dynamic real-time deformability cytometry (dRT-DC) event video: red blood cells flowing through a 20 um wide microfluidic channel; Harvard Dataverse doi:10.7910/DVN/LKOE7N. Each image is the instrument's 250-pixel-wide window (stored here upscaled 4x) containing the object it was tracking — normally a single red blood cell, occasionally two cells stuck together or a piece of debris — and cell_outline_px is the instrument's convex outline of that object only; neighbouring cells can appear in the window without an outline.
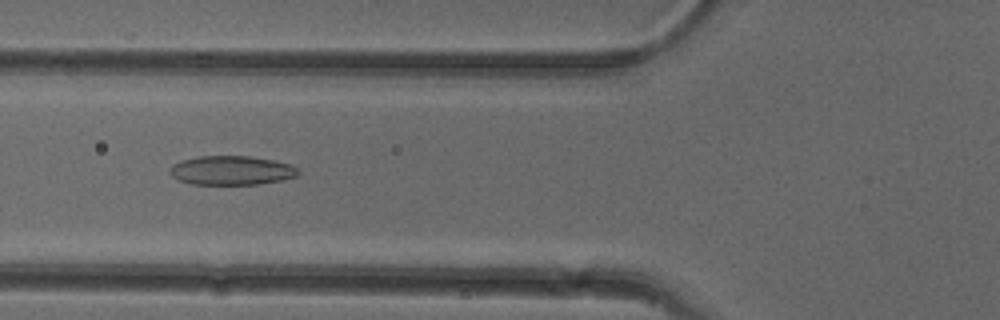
{"species": "common noctule bat (a hibernating species)", "species_latin": "Nyctalus noctula", "temperature_condition": "cold", "stored_images_in_passage": 46, "camera_frame_rate_fps": 3000, "um_per_image_px": 0.085, "animal": {"sex": "female"}, "frame": {"image": 1, "passage_image": 14, "time_ms": 4.333, "image_size_px": [1000, 320], "cell_outline_px": [[300, 172], [296, 176], [280, 180], [260, 184], [192, 184], [180, 180], [172, 176], [168, 172], [172, 164], [196, 156], [248, 156], [272, 160], [292, 164]], "centroid_in_image_um": [19.67, 14.48], "position_along_channel_um": 106.1, "area_um2": 21.68}}
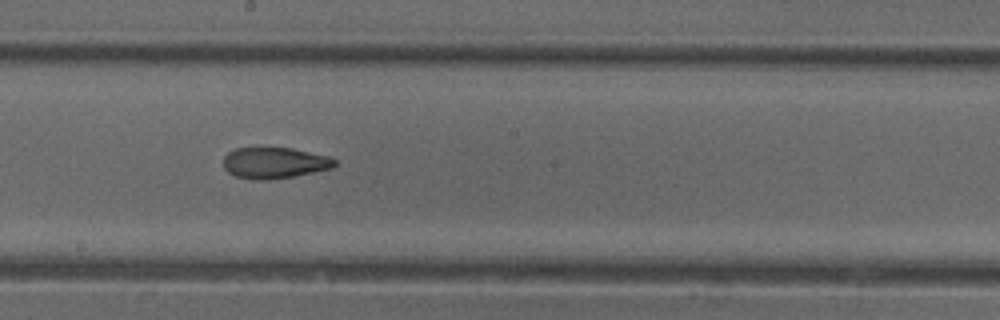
{"frame": {"image": 2, "passage_image": 23, "time_ms": 7.333, "image_size_px": [1000, 320], "cell_outline_px": [[336, 164], [332, 168], [292, 176], [268, 180], [256, 180], [236, 176], [228, 172], [224, 168], [224, 156], [228, 152], [236, 148], [292, 148], [328, 156], [336, 160]], "centroid_in_image_um": [23.31, 13.84], "position_along_channel_um": 224.9, "area_um2": 20.0}}
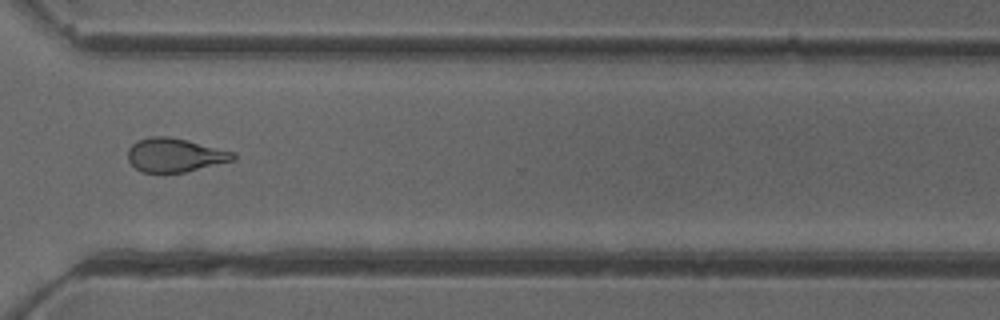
{"frame": {"image": 3, "passage_image": 33, "time_ms": 10.667, "image_size_px": [1000, 320], "cell_outline_px": [[236, 160], [184, 172], [140, 172], [128, 160], [128, 148], [136, 140], [152, 136], [168, 136], [188, 140], [236, 152]], "centroid_in_image_um": [14.88, 13.17], "position_along_channel_um": 355.7, "area_um2": 20.87}, "authors_computed_cell_mechanics": {"area_um2": 21.2993, "velocity_mm_per_s": 3.9402, "shape_relaxation_time_tau1_ms": null, "shape_relaxation_time_tau2_ms": 2.6686, "deformation_change_tau1": null, "deformation_change_tau2": 0.1117}}